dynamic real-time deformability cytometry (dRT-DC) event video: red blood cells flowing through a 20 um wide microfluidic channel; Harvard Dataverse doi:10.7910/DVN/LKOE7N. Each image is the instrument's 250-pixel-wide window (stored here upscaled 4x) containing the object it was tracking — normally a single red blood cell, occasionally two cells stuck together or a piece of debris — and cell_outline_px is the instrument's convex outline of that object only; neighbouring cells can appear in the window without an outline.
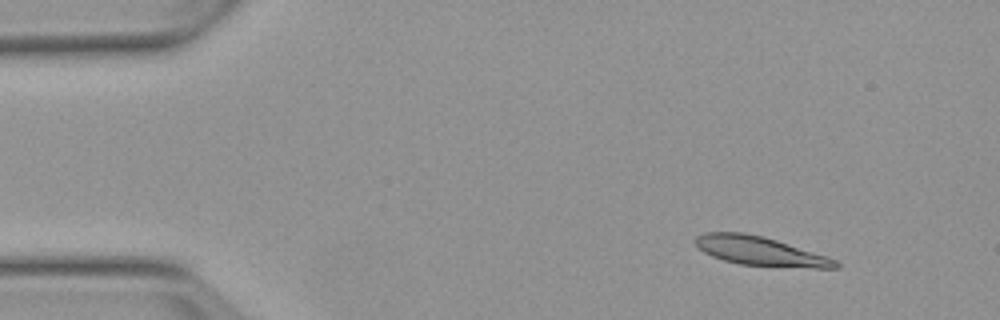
{"species": "Egyptian fruit bat (a non-hibernating species)", "species_latin": "Rousettus aegyptiacus", "temperature_condition": "warm", "stored_images_in_passage": 7, "camera_frame_rate_fps": 3000, "um_per_image_px": 0.085, "animal": {"sex": "female"}, "frame": {"image": 1, "passage_image": 2, "time_ms": 1.333, "image_size_px": [1000, 320], "cell_outline_px": [[840, 268], [812, 268], [740, 264], [724, 260], [712, 256], [704, 252], [696, 244], [696, 236], [704, 232], [744, 232], [764, 236], [828, 256], [836, 260], [840, 264]], "centroid_in_image_um": [64.65, 21.33], "position_along_channel_um": 20.4, "area_um2": 23.64}}
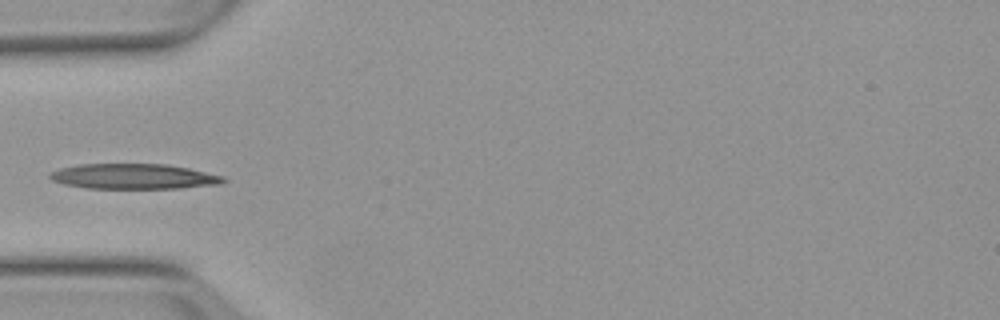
{"frame": {"image": 2, "passage_image": 5, "time_ms": 5.0, "image_size_px": [1000, 320], "cell_outline_px": [[228, 180], [224, 184], [180, 188], [88, 188], [64, 184], [52, 180], [48, 176], [52, 172], [60, 168], [80, 164], [168, 164], [188, 168], [224, 176]], "centroid_in_image_um": [11.43, 15.0], "position_along_channel_um": 73.6, "area_um2": 25.55}}
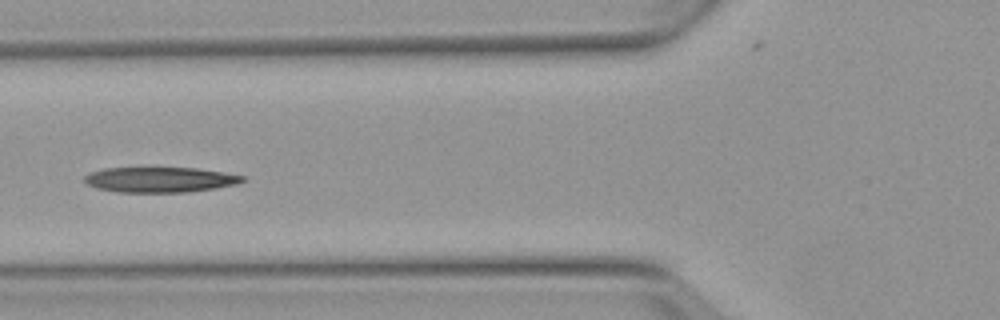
{"frame": {"image": 3, "passage_image": 6, "time_ms": 6.0, "image_size_px": [1000, 320], "cell_outline_px": [[248, 180], [236, 184], [216, 188], [188, 192], [120, 192], [96, 188], [88, 184], [84, 180], [84, 176], [92, 172], [104, 168], [196, 168], [224, 172], [244, 176]], "centroid_in_image_um": [13.64, 15.27], "position_along_channel_um": 112.2, "area_um2": 23.24}}